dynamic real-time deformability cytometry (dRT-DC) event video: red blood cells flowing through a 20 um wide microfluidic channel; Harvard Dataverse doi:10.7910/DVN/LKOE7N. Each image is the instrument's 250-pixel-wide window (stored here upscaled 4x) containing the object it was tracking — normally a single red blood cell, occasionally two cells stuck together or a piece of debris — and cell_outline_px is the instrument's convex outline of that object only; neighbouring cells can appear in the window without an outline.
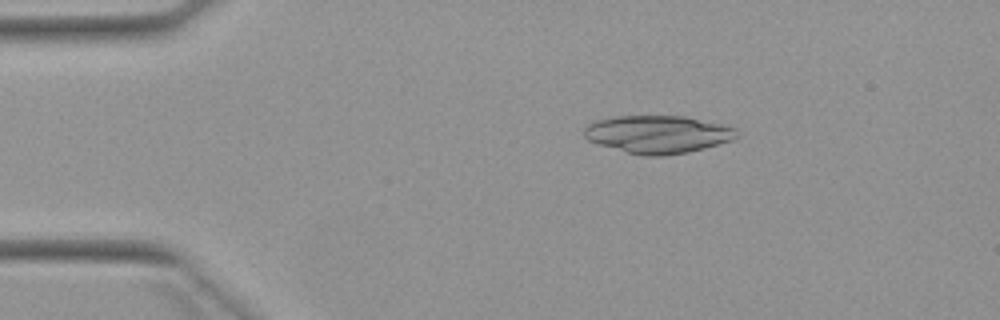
{"species": "Egyptian fruit bat (a non-hibernating species)", "species_latin": "Rousettus aegyptiacus", "temperature_condition": "warm", "stored_images_in_passage": 5, "camera_frame_rate_fps": 3000, "um_per_image_px": 0.085, "animal": {"sex": "female"}, "frame": {"image": 1, "passage_image": 3, "time_ms": 2.667, "image_size_px": [1000, 320], "cell_outline_px": [[740, 136], [732, 140], [704, 148], [688, 152], [664, 156], [644, 156], [628, 152], [600, 144], [588, 140], [584, 136], [584, 128], [588, 124], [596, 120], [616, 116], [684, 116], [720, 124], [736, 128]], "centroid_in_image_um": [55.93, 11.41], "position_along_channel_um": 29.1, "area_um2": 33.41}}